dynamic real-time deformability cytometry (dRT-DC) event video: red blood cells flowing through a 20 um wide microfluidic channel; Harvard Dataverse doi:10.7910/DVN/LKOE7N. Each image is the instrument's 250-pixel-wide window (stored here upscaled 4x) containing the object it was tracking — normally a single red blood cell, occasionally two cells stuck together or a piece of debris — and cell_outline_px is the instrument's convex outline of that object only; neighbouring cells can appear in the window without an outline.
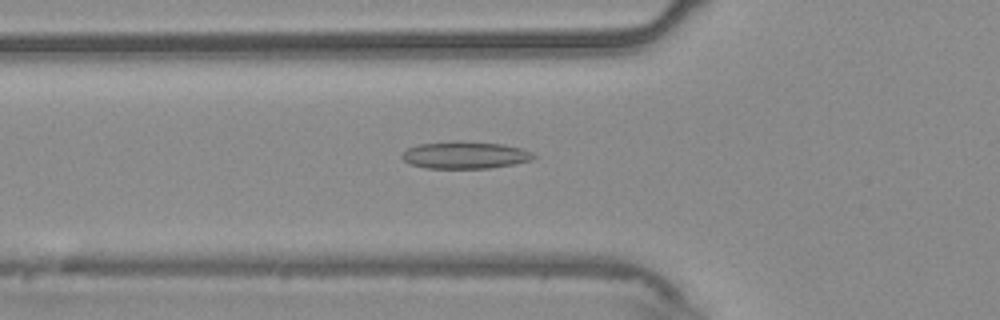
{"species": "common noctule bat (a hibernating species)", "species_latin": "Nyctalus noctula", "temperature_condition": "warm", "stored_images_in_passage": 49, "camera_frame_rate_fps": 3000, "um_per_image_px": 0.085, "animal": {"sex": "male", "body_mass_g": 20.4}, "frame": {"image": 1, "passage_image": 18, "time_ms": 5.667, "image_size_px": [1000, 320], "cell_outline_px": [[536, 156], [532, 160], [512, 164], [488, 168], [428, 168], [408, 164], [400, 156], [400, 152], [408, 148], [420, 144], [456, 140], [460, 140], [500, 144], [524, 148], [532, 152]], "centroid_in_image_um": [39.5, 13.17], "position_along_channel_um": 86.3, "area_um2": 21.04}}
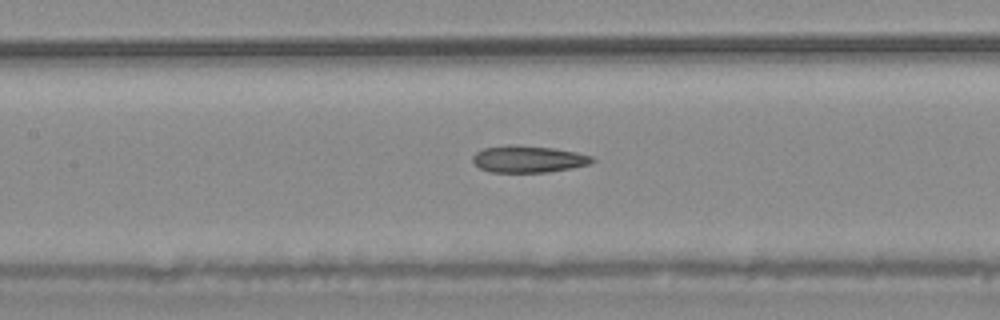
{"frame": {"image": 2, "passage_image": 24, "time_ms": 7.667, "image_size_px": [1000, 320], "cell_outline_px": [[596, 160], [588, 164], [572, 168], [548, 172], [488, 172], [480, 168], [472, 160], [472, 156], [476, 152], [484, 148], [508, 144], [516, 144], [552, 148], [576, 152], [592, 156]], "centroid_in_image_um": [44.89, 13.51], "position_along_channel_um": 162.5, "area_um2": 18.79}}
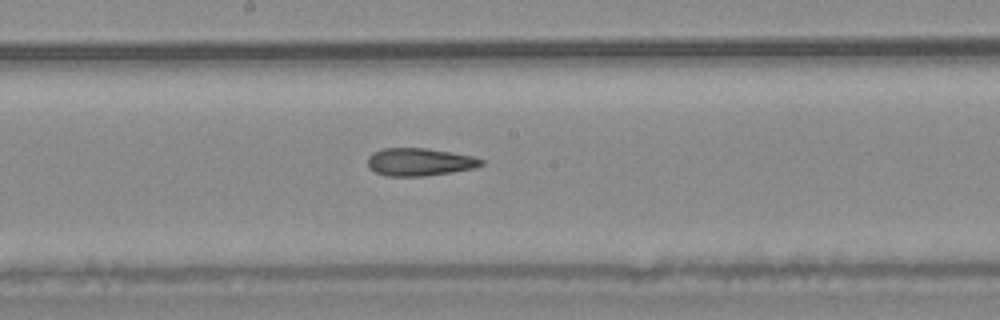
{"frame": {"image": 3, "passage_image": 28, "time_ms": 9.0, "image_size_px": [1000, 320], "cell_outline_px": [[484, 164], [476, 168], [452, 172], [424, 176], [388, 176], [376, 172], [368, 168], [368, 156], [372, 152], [384, 148], [428, 148], [472, 156], [484, 160]], "centroid_in_image_um": [35.66, 13.76], "position_along_channel_um": 212.5, "area_um2": 18.44}}